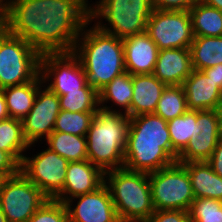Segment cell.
Instances as JSON below:
<instances>
[{"label": "cell", "instance_id": "ffe728a7", "mask_svg": "<svg viewBox=\"0 0 222 222\" xmlns=\"http://www.w3.org/2000/svg\"><path fill=\"white\" fill-rule=\"evenodd\" d=\"M182 164L188 171L195 198L222 201V177L217 175L206 161Z\"/></svg>", "mask_w": 222, "mask_h": 222}, {"label": "cell", "instance_id": "5bb4252c", "mask_svg": "<svg viewBox=\"0 0 222 222\" xmlns=\"http://www.w3.org/2000/svg\"><path fill=\"white\" fill-rule=\"evenodd\" d=\"M74 198L79 199L75 208L66 205L69 222H120L105 183L94 192Z\"/></svg>", "mask_w": 222, "mask_h": 222}, {"label": "cell", "instance_id": "c3c4849f", "mask_svg": "<svg viewBox=\"0 0 222 222\" xmlns=\"http://www.w3.org/2000/svg\"><path fill=\"white\" fill-rule=\"evenodd\" d=\"M220 93H221V98H222V84H221V88H220Z\"/></svg>", "mask_w": 222, "mask_h": 222}, {"label": "cell", "instance_id": "3957f363", "mask_svg": "<svg viewBox=\"0 0 222 222\" xmlns=\"http://www.w3.org/2000/svg\"><path fill=\"white\" fill-rule=\"evenodd\" d=\"M93 27L90 30L83 27L73 53L83 66L87 84L99 92L126 72L124 47L121 38L100 30L96 25Z\"/></svg>", "mask_w": 222, "mask_h": 222}, {"label": "cell", "instance_id": "8992f818", "mask_svg": "<svg viewBox=\"0 0 222 222\" xmlns=\"http://www.w3.org/2000/svg\"><path fill=\"white\" fill-rule=\"evenodd\" d=\"M153 9L152 0H100L90 8V21L104 18L111 27L101 25L98 21L96 26L123 39L146 32L147 21Z\"/></svg>", "mask_w": 222, "mask_h": 222}, {"label": "cell", "instance_id": "d4e9b609", "mask_svg": "<svg viewBox=\"0 0 222 222\" xmlns=\"http://www.w3.org/2000/svg\"><path fill=\"white\" fill-rule=\"evenodd\" d=\"M45 140L50 150L69 162L88 160L86 136L53 131Z\"/></svg>", "mask_w": 222, "mask_h": 222}, {"label": "cell", "instance_id": "4dcf8cb0", "mask_svg": "<svg viewBox=\"0 0 222 222\" xmlns=\"http://www.w3.org/2000/svg\"><path fill=\"white\" fill-rule=\"evenodd\" d=\"M95 113L60 110L53 131L86 136Z\"/></svg>", "mask_w": 222, "mask_h": 222}, {"label": "cell", "instance_id": "cb8c5ba5", "mask_svg": "<svg viewBox=\"0 0 222 222\" xmlns=\"http://www.w3.org/2000/svg\"><path fill=\"white\" fill-rule=\"evenodd\" d=\"M193 70H203L222 64V36L194 37L190 45Z\"/></svg>", "mask_w": 222, "mask_h": 222}, {"label": "cell", "instance_id": "ab89813d", "mask_svg": "<svg viewBox=\"0 0 222 222\" xmlns=\"http://www.w3.org/2000/svg\"><path fill=\"white\" fill-rule=\"evenodd\" d=\"M10 118L3 89H0V121Z\"/></svg>", "mask_w": 222, "mask_h": 222}, {"label": "cell", "instance_id": "60d3db41", "mask_svg": "<svg viewBox=\"0 0 222 222\" xmlns=\"http://www.w3.org/2000/svg\"><path fill=\"white\" fill-rule=\"evenodd\" d=\"M204 4L222 11V0H200Z\"/></svg>", "mask_w": 222, "mask_h": 222}, {"label": "cell", "instance_id": "d590c367", "mask_svg": "<svg viewBox=\"0 0 222 222\" xmlns=\"http://www.w3.org/2000/svg\"><path fill=\"white\" fill-rule=\"evenodd\" d=\"M197 0H152L154 9L160 10H184L189 9Z\"/></svg>", "mask_w": 222, "mask_h": 222}, {"label": "cell", "instance_id": "bcb514c9", "mask_svg": "<svg viewBox=\"0 0 222 222\" xmlns=\"http://www.w3.org/2000/svg\"><path fill=\"white\" fill-rule=\"evenodd\" d=\"M5 0H0V6L4 9V2Z\"/></svg>", "mask_w": 222, "mask_h": 222}, {"label": "cell", "instance_id": "7dc6e473", "mask_svg": "<svg viewBox=\"0 0 222 222\" xmlns=\"http://www.w3.org/2000/svg\"><path fill=\"white\" fill-rule=\"evenodd\" d=\"M0 17H3V8L0 6Z\"/></svg>", "mask_w": 222, "mask_h": 222}, {"label": "cell", "instance_id": "836d02e7", "mask_svg": "<svg viewBox=\"0 0 222 222\" xmlns=\"http://www.w3.org/2000/svg\"><path fill=\"white\" fill-rule=\"evenodd\" d=\"M142 222H191L189 211L186 210H155Z\"/></svg>", "mask_w": 222, "mask_h": 222}, {"label": "cell", "instance_id": "74e56055", "mask_svg": "<svg viewBox=\"0 0 222 222\" xmlns=\"http://www.w3.org/2000/svg\"><path fill=\"white\" fill-rule=\"evenodd\" d=\"M206 162L217 175L222 177V139L218 142L212 155Z\"/></svg>", "mask_w": 222, "mask_h": 222}, {"label": "cell", "instance_id": "e0dca14e", "mask_svg": "<svg viewBox=\"0 0 222 222\" xmlns=\"http://www.w3.org/2000/svg\"><path fill=\"white\" fill-rule=\"evenodd\" d=\"M182 86L188 110H216L222 102L220 87L201 70H193Z\"/></svg>", "mask_w": 222, "mask_h": 222}, {"label": "cell", "instance_id": "4fadbf2b", "mask_svg": "<svg viewBox=\"0 0 222 222\" xmlns=\"http://www.w3.org/2000/svg\"><path fill=\"white\" fill-rule=\"evenodd\" d=\"M60 100L48 87L38 89L32 109L21 120L25 139L30 146L53 132L56 118L60 112Z\"/></svg>", "mask_w": 222, "mask_h": 222}, {"label": "cell", "instance_id": "e575fe53", "mask_svg": "<svg viewBox=\"0 0 222 222\" xmlns=\"http://www.w3.org/2000/svg\"><path fill=\"white\" fill-rule=\"evenodd\" d=\"M220 132L216 110L198 111V132Z\"/></svg>", "mask_w": 222, "mask_h": 222}, {"label": "cell", "instance_id": "f546056e", "mask_svg": "<svg viewBox=\"0 0 222 222\" xmlns=\"http://www.w3.org/2000/svg\"><path fill=\"white\" fill-rule=\"evenodd\" d=\"M58 97L61 110L70 112H97L99 109L98 91L88 84L78 91L68 92Z\"/></svg>", "mask_w": 222, "mask_h": 222}, {"label": "cell", "instance_id": "f35d334b", "mask_svg": "<svg viewBox=\"0 0 222 222\" xmlns=\"http://www.w3.org/2000/svg\"><path fill=\"white\" fill-rule=\"evenodd\" d=\"M209 78L213 79L216 84L221 88L222 84V64L209 67L202 70Z\"/></svg>", "mask_w": 222, "mask_h": 222}, {"label": "cell", "instance_id": "30bf717a", "mask_svg": "<svg viewBox=\"0 0 222 222\" xmlns=\"http://www.w3.org/2000/svg\"><path fill=\"white\" fill-rule=\"evenodd\" d=\"M146 33L158 49H189L194 35L189 11L153 9Z\"/></svg>", "mask_w": 222, "mask_h": 222}, {"label": "cell", "instance_id": "4316f807", "mask_svg": "<svg viewBox=\"0 0 222 222\" xmlns=\"http://www.w3.org/2000/svg\"><path fill=\"white\" fill-rule=\"evenodd\" d=\"M99 106L111 100L116 105L123 107L125 114L131 117V101L133 98L132 75L124 72L115 77L99 92Z\"/></svg>", "mask_w": 222, "mask_h": 222}, {"label": "cell", "instance_id": "277c9868", "mask_svg": "<svg viewBox=\"0 0 222 222\" xmlns=\"http://www.w3.org/2000/svg\"><path fill=\"white\" fill-rule=\"evenodd\" d=\"M99 107L86 134L88 160L104 173L124 168V154L130 117Z\"/></svg>", "mask_w": 222, "mask_h": 222}, {"label": "cell", "instance_id": "ac0fdd59", "mask_svg": "<svg viewBox=\"0 0 222 222\" xmlns=\"http://www.w3.org/2000/svg\"><path fill=\"white\" fill-rule=\"evenodd\" d=\"M192 71L190 49H161L158 52L153 75L166 86L183 85Z\"/></svg>", "mask_w": 222, "mask_h": 222}, {"label": "cell", "instance_id": "1f68e13d", "mask_svg": "<svg viewBox=\"0 0 222 222\" xmlns=\"http://www.w3.org/2000/svg\"><path fill=\"white\" fill-rule=\"evenodd\" d=\"M191 222H222V201L195 198L189 209Z\"/></svg>", "mask_w": 222, "mask_h": 222}, {"label": "cell", "instance_id": "8fae6325", "mask_svg": "<svg viewBox=\"0 0 222 222\" xmlns=\"http://www.w3.org/2000/svg\"><path fill=\"white\" fill-rule=\"evenodd\" d=\"M68 162L47 148L32 159L24 155L20 172L49 199H55L64 187Z\"/></svg>", "mask_w": 222, "mask_h": 222}, {"label": "cell", "instance_id": "ee69618b", "mask_svg": "<svg viewBox=\"0 0 222 222\" xmlns=\"http://www.w3.org/2000/svg\"><path fill=\"white\" fill-rule=\"evenodd\" d=\"M4 28L3 17H0V31Z\"/></svg>", "mask_w": 222, "mask_h": 222}, {"label": "cell", "instance_id": "7402d4cb", "mask_svg": "<svg viewBox=\"0 0 222 222\" xmlns=\"http://www.w3.org/2000/svg\"><path fill=\"white\" fill-rule=\"evenodd\" d=\"M172 142V159L186 148L190 140H195L198 132V111L187 110L182 116L167 121Z\"/></svg>", "mask_w": 222, "mask_h": 222}, {"label": "cell", "instance_id": "8d00e7d4", "mask_svg": "<svg viewBox=\"0 0 222 222\" xmlns=\"http://www.w3.org/2000/svg\"><path fill=\"white\" fill-rule=\"evenodd\" d=\"M20 171V164L7 152L0 150V175L10 177Z\"/></svg>", "mask_w": 222, "mask_h": 222}, {"label": "cell", "instance_id": "5b68a950", "mask_svg": "<svg viewBox=\"0 0 222 222\" xmlns=\"http://www.w3.org/2000/svg\"><path fill=\"white\" fill-rule=\"evenodd\" d=\"M105 178L120 222H142L154 213L149 173L120 168Z\"/></svg>", "mask_w": 222, "mask_h": 222}, {"label": "cell", "instance_id": "f6af8a7d", "mask_svg": "<svg viewBox=\"0 0 222 222\" xmlns=\"http://www.w3.org/2000/svg\"><path fill=\"white\" fill-rule=\"evenodd\" d=\"M4 179H5V177L2 176V175H0V188H1V184H2V182H3Z\"/></svg>", "mask_w": 222, "mask_h": 222}, {"label": "cell", "instance_id": "f1b7e54d", "mask_svg": "<svg viewBox=\"0 0 222 222\" xmlns=\"http://www.w3.org/2000/svg\"><path fill=\"white\" fill-rule=\"evenodd\" d=\"M187 110V100L183 86L170 85L163 90L154 114L169 121L182 116Z\"/></svg>", "mask_w": 222, "mask_h": 222}, {"label": "cell", "instance_id": "9a60e30c", "mask_svg": "<svg viewBox=\"0 0 222 222\" xmlns=\"http://www.w3.org/2000/svg\"><path fill=\"white\" fill-rule=\"evenodd\" d=\"M104 183L105 173L89 160L68 162L64 187L55 200L72 205L74 197L94 192Z\"/></svg>", "mask_w": 222, "mask_h": 222}, {"label": "cell", "instance_id": "7c38bea8", "mask_svg": "<svg viewBox=\"0 0 222 222\" xmlns=\"http://www.w3.org/2000/svg\"><path fill=\"white\" fill-rule=\"evenodd\" d=\"M40 74L44 83L53 77L47 87L58 96L78 91L87 84L83 66L73 52L41 54Z\"/></svg>", "mask_w": 222, "mask_h": 222}, {"label": "cell", "instance_id": "83f0119b", "mask_svg": "<svg viewBox=\"0 0 222 222\" xmlns=\"http://www.w3.org/2000/svg\"><path fill=\"white\" fill-rule=\"evenodd\" d=\"M222 139L220 132L201 131L195 140H190L186 148L178 155L177 162L207 161Z\"/></svg>", "mask_w": 222, "mask_h": 222}, {"label": "cell", "instance_id": "7bdbcfd3", "mask_svg": "<svg viewBox=\"0 0 222 222\" xmlns=\"http://www.w3.org/2000/svg\"><path fill=\"white\" fill-rule=\"evenodd\" d=\"M0 222H9L5 215L3 214L2 210L0 209Z\"/></svg>", "mask_w": 222, "mask_h": 222}, {"label": "cell", "instance_id": "d6a6232c", "mask_svg": "<svg viewBox=\"0 0 222 222\" xmlns=\"http://www.w3.org/2000/svg\"><path fill=\"white\" fill-rule=\"evenodd\" d=\"M27 222H69L65 203L48 199Z\"/></svg>", "mask_w": 222, "mask_h": 222}, {"label": "cell", "instance_id": "7a4b0ae2", "mask_svg": "<svg viewBox=\"0 0 222 222\" xmlns=\"http://www.w3.org/2000/svg\"><path fill=\"white\" fill-rule=\"evenodd\" d=\"M174 162L167 121L154 113L130 117L124 168L150 173Z\"/></svg>", "mask_w": 222, "mask_h": 222}, {"label": "cell", "instance_id": "603a6c76", "mask_svg": "<svg viewBox=\"0 0 222 222\" xmlns=\"http://www.w3.org/2000/svg\"><path fill=\"white\" fill-rule=\"evenodd\" d=\"M194 37L222 36V11L197 0L189 9Z\"/></svg>", "mask_w": 222, "mask_h": 222}, {"label": "cell", "instance_id": "44dd1931", "mask_svg": "<svg viewBox=\"0 0 222 222\" xmlns=\"http://www.w3.org/2000/svg\"><path fill=\"white\" fill-rule=\"evenodd\" d=\"M42 83L39 74L33 81L3 88L10 118L22 120L30 112Z\"/></svg>", "mask_w": 222, "mask_h": 222}, {"label": "cell", "instance_id": "9c48e42d", "mask_svg": "<svg viewBox=\"0 0 222 222\" xmlns=\"http://www.w3.org/2000/svg\"><path fill=\"white\" fill-rule=\"evenodd\" d=\"M49 198L20 171L0 188V209L9 222H27Z\"/></svg>", "mask_w": 222, "mask_h": 222}, {"label": "cell", "instance_id": "b9f144b4", "mask_svg": "<svg viewBox=\"0 0 222 222\" xmlns=\"http://www.w3.org/2000/svg\"><path fill=\"white\" fill-rule=\"evenodd\" d=\"M216 114L218 117L219 131L222 137V102L216 108Z\"/></svg>", "mask_w": 222, "mask_h": 222}, {"label": "cell", "instance_id": "6da1fadb", "mask_svg": "<svg viewBox=\"0 0 222 222\" xmlns=\"http://www.w3.org/2000/svg\"><path fill=\"white\" fill-rule=\"evenodd\" d=\"M87 0H6L4 28L40 54L73 52L90 22Z\"/></svg>", "mask_w": 222, "mask_h": 222}, {"label": "cell", "instance_id": "d6986e66", "mask_svg": "<svg viewBox=\"0 0 222 222\" xmlns=\"http://www.w3.org/2000/svg\"><path fill=\"white\" fill-rule=\"evenodd\" d=\"M131 117L154 113L166 85L153 74L132 75Z\"/></svg>", "mask_w": 222, "mask_h": 222}, {"label": "cell", "instance_id": "484cf974", "mask_svg": "<svg viewBox=\"0 0 222 222\" xmlns=\"http://www.w3.org/2000/svg\"><path fill=\"white\" fill-rule=\"evenodd\" d=\"M31 147L25 139L22 122L16 118L0 121V150L9 153L19 164L23 153Z\"/></svg>", "mask_w": 222, "mask_h": 222}, {"label": "cell", "instance_id": "2e32d148", "mask_svg": "<svg viewBox=\"0 0 222 222\" xmlns=\"http://www.w3.org/2000/svg\"><path fill=\"white\" fill-rule=\"evenodd\" d=\"M125 70L131 75L153 74L159 49L144 32L122 39Z\"/></svg>", "mask_w": 222, "mask_h": 222}, {"label": "cell", "instance_id": "52a82bcc", "mask_svg": "<svg viewBox=\"0 0 222 222\" xmlns=\"http://www.w3.org/2000/svg\"><path fill=\"white\" fill-rule=\"evenodd\" d=\"M41 54L21 37L0 31V89L33 81L40 74Z\"/></svg>", "mask_w": 222, "mask_h": 222}, {"label": "cell", "instance_id": "ba28073f", "mask_svg": "<svg viewBox=\"0 0 222 222\" xmlns=\"http://www.w3.org/2000/svg\"><path fill=\"white\" fill-rule=\"evenodd\" d=\"M154 210L189 211L195 199L186 167L179 162L149 173Z\"/></svg>", "mask_w": 222, "mask_h": 222}]
</instances>
